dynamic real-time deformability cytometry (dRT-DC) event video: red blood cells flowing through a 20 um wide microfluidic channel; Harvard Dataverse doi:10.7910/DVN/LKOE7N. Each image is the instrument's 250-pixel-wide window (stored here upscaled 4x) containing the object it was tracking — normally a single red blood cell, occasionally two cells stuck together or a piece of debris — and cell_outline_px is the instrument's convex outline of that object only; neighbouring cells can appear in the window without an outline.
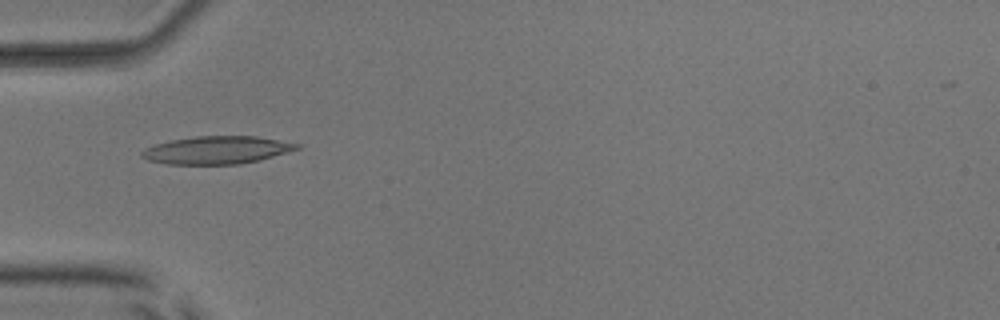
{"species": "common noctule bat (a hibernating species)", "species_latin": "Nyctalus noctula", "temperature_condition": "room temperature", "stored_images_in_passage": 53, "camera_frame_rate_fps": 3000, "um_per_image_px": 0.085, "animal": {"sex": "male", "body_mass_g": 17.9, "forearm_length_mm": 54.2}, "frame": {"image": 1, "passage_image": 17, "time_ms": 5.333, "image_size_px": [1000, 320], "cell_outline_px": [[300, 148], [288, 152], [260, 160], [240, 164], [168, 164], [148, 160], [140, 156], [140, 152], [144, 148], [156, 144], [172, 140], [196, 136], [256, 136], [300, 144]], "centroid_in_image_um": [18.42, 12.76], "position_along_channel_um": 66.6, "area_um2": 25.03}}
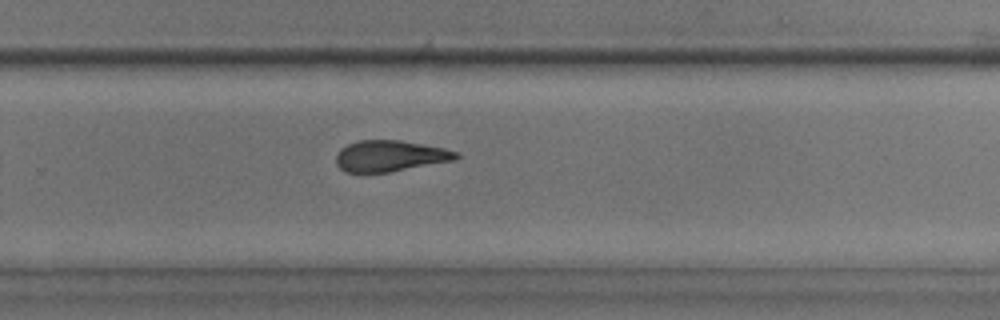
{"frame": {"image": 2, "passage_image": 35, "time_ms": 11.333, "image_size_px": [1000, 320], "cell_outline_px": [[460, 156], [456, 160], [388, 172], [344, 172], [336, 164], [336, 152], [340, 148], [348, 144], [360, 140], [400, 140], [444, 148], [460, 152]], "centroid_in_image_um": [33.16, 13.25], "position_along_channel_um": 296.6, "area_um2": 21.85}}
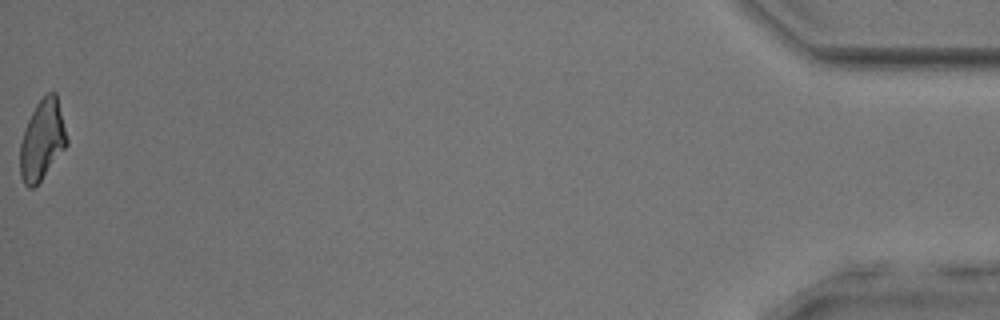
{"frame": {"image": 3, "passage_image": 53, "time_ms": 17.333, "image_size_px": [1000, 320], "cell_outline_px": [[68, 144], [40, 180], [32, 188], [28, 188], [24, 184], [20, 176], [20, 144], [24, 128], [36, 104], [48, 92], [56, 92], [68, 140]], "centroid_in_image_um": [3.57, 11.89], "position_along_channel_um": 431.6, "area_um2": 21.56}, "authors_computed_cell_mechanics": {"area_um2": 23.0622, "velocity_mm_per_s": 3.8634, "shape_relaxation_time_tau1_ms": 7.7162, "shape_relaxation_time_tau2_ms": 3.4653, "deformation_change_tau1": 0.1991, "deformation_change_tau2": 0.1286}}